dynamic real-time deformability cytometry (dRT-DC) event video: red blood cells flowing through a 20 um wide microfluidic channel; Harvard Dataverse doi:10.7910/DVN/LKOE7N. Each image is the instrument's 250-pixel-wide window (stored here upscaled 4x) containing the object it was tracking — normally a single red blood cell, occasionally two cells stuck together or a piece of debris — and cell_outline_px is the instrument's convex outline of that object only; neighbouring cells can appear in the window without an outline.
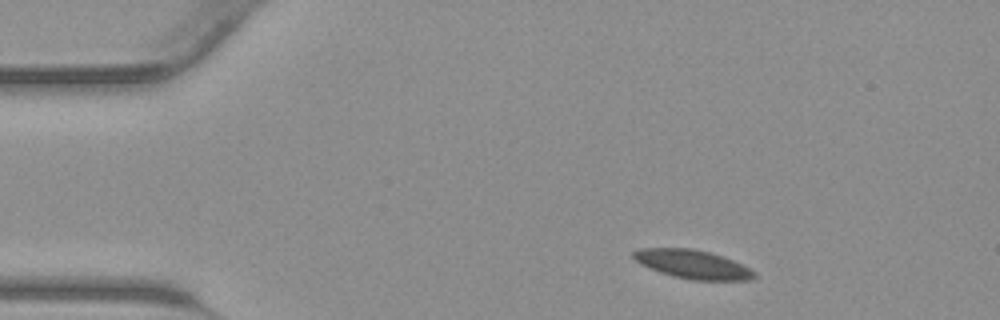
{"species": "common noctule bat (a hibernating species)", "species_latin": "Nyctalus noctula", "temperature_condition": "warm", "stored_images_in_passage": 38, "camera_frame_rate_fps": 3000, "um_per_image_px": 0.085, "animal": {"sex": "male", "body_mass_g": 23.1, "forearm_length_mm": 52.7}, "frame": {"image": 1, "passage_image": 1, "time_ms": 0.0, "image_size_px": [1000, 320], "cell_outline_px": [[756, 276], [748, 280], [692, 280], [672, 276], [660, 272], [640, 264], [632, 256], [632, 252], [640, 248], [692, 248], [708, 252], [732, 260], [756, 272]], "centroid_in_image_um": [58.84, 22.46], "position_along_channel_um": 26.2, "area_um2": 20.0}}
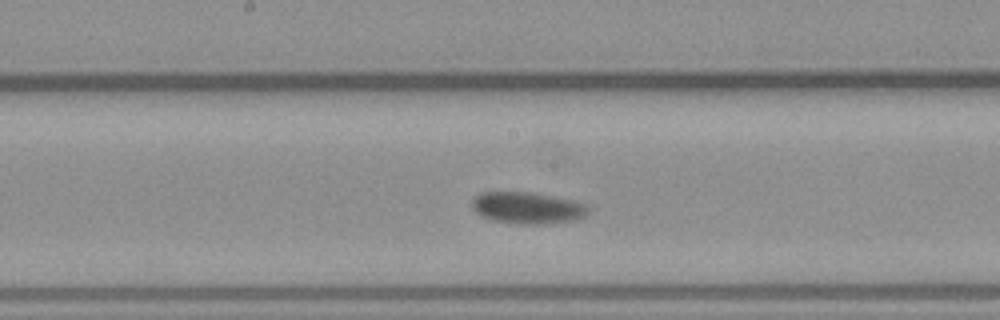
{"frame": {"image": 2, "passage_image": 17, "time_ms": 5.333, "image_size_px": [1000, 320], "cell_outline_px": [[592, 208], [584, 216], [576, 220], [540, 224], [524, 224], [492, 220], [476, 212], [472, 208], [472, 200], [480, 192], [532, 192], [556, 196], [576, 200], [588, 204]], "centroid_in_image_um": [44.91, 17.65], "position_along_channel_um": 203.3, "area_um2": 21.68}}
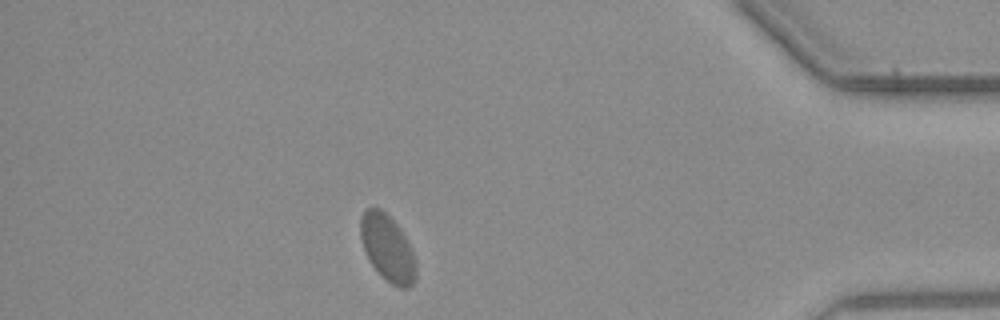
{"frame": {"image": 3, "passage_image": 33, "time_ms": 10.667, "image_size_px": [1000, 320], "cell_outline_px": [[416, 280], [408, 288], [400, 288], [392, 284], [368, 260], [360, 236], [360, 220], [364, 212], [368, 208], [380, 208], [396, 224], [404, 236], [412, 252], [416, 264]], "centroid_in_image_um": [32.94, 21.09], "position_along_channel_um": 402.3, "area_um2": 20.92}}